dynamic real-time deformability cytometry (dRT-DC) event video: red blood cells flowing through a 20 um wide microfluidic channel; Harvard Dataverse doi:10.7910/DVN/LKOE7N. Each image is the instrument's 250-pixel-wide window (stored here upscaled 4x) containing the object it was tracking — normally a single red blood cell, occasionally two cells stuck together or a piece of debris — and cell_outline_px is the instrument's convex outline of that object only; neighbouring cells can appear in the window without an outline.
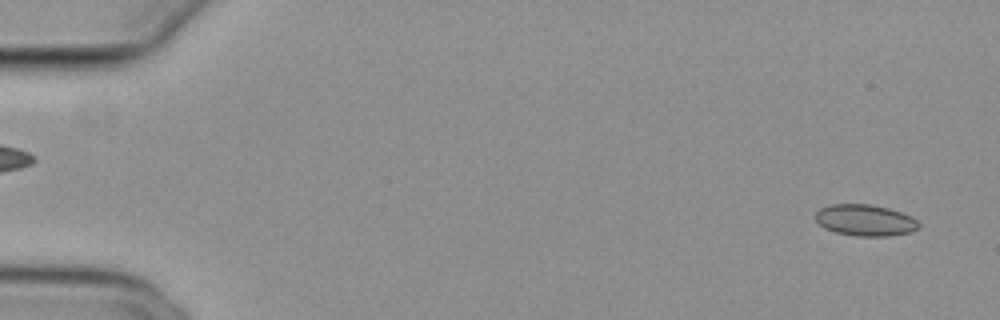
{"species": "common noctule bat (a hibernating species)", "species_latin": "Nyctalus noctula", "temperature_condition": "cold", "stored_images_in_passage": 53, "camera_frame_rate_fps": 3000, "um_per_image_px": 0.085, "animal": {"sex": "female", "body_mass_g": 29.2, "forearm_length_mm": 56.3}, "frame": {"image": 1, "passage_image": 2, "time_ms": 0.333, "image_size_px": [1000, 320], "cell_outline_px": [[920, 228], [912, 232], [888, 236], [856, 236], [836, 232], [824, 228], [816, 220], [816, 212], [820, 208], [828, 204], [872, 204], [888, 208], [912, 216], [920, 224]], "centroid_in_image_um": [73.56, 18.72], "position_along_channel_um": 11.4, "area_um2": 19.02}}
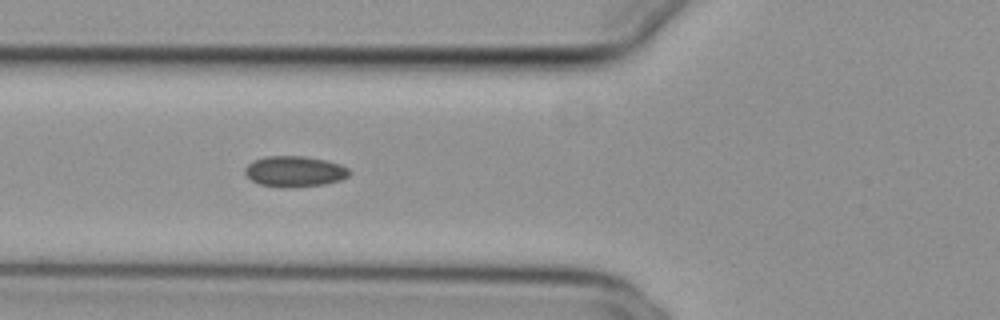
{"frame": {"image": 2, "passage_image": 20, "time_ms": 6.333, "image_size_px": [1000, 320], "cell_outline_px": [[352, 172], [348, 176], [340, 180], [324, 184], [284, 188], [280, 188], [260, 184], [252, 180], [244, 172], [244, 168], [252, 160], [264, 156], [304, 156], [324, 160], [340, 164], [348, 168]], "centroid_in_image_um": [25.02, 14.57], "position_along_channel_um": 100.8, "area_um2": 18.79}}
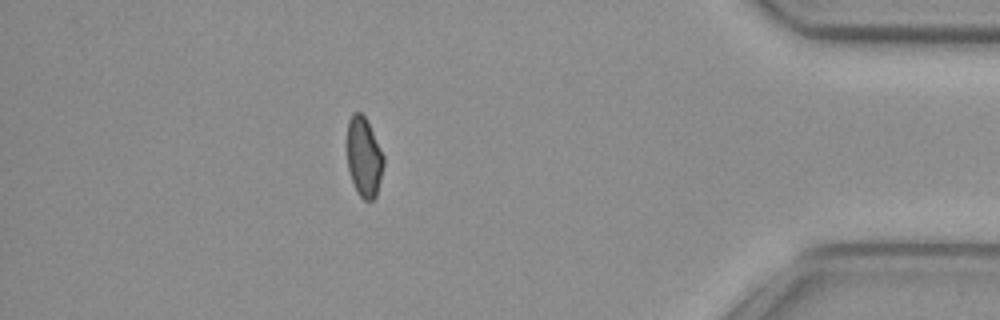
{"frame": {"image": 3, "passage_image": 47, "time_ms": 15.333, "image_size_px": [1000, 320], "cell_outline_px": [[384, 164], [376, 196], [372, 200], [364, 200], [356, 192], [348, 168], [348, 120], [352, 112], [360, 112], [364, 116], [384, 156]], "centroid_in_image_um": [30.93, 13.37], "position_along_channel_um": 404.3, "area_um2": 16.65}, "authors_computed_cell_mechanics": {"area_um2": 18.1492, "velocity_mm_per_s": 3.847, "shape_relaxation_time_tau1_ms": null, "shape_relaxation_time_tau2_ms": 3.1901, "deformation_change_tau1": null, "deformation_change_tau2": 0.0531}}